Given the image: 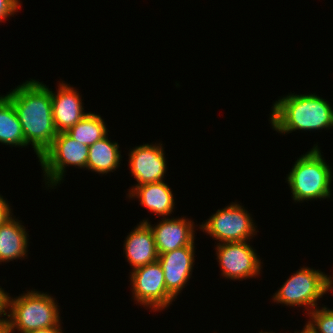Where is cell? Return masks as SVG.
I'll use <instances>...</instances> for the list:
<instances>
[{
    "label": "cell",
    "instance_id": "6da1fadb",
    "mask_svg": "<svg viewBox=\"0 0 333 333\" xmlns=\"http://www.w3.org/2000/svg\"><path fill=\"white\" fill-rule=\"evenodd\" d=\"M19 117L25 142L38 159L57 136L53 120L51 90L35 79L27 80L5 95Z\"/></svg>",
    "mask_w": 333,
    "mask_h": 333
},
{
    "label": "cell",
    "instance_id": "7a4b0ae2",
    "mask_svg": "<svg viewBox=\"0 0 333 333\" xmlns=\"http://www.w3.org/2000/svg\"><path fill=\"white\" fill-rule=\"evenodd\" d=\"M270 123L281 134L314 131L333 127V109L329 101L314 94L291 93L271 107Z\"/></svg>",
    "mask_w": 333,
    "mask_h": 333
},
{
    "label": "cell",
    "instance_id": "3957f363",
    "mask_svg": "<svg viewBox=\"0 0 333 333\" xmlns=\"http://www.w3.org/2000/svg\"><path fill=\"white\" fill-rule=\"evenodd\" d=\"M332 170L317 144L297 158L286 181L294 202L326 199L332 196Z\"/></svg>",
    "mask_w": 333,
    "mask_h": 333
},
{
    "label": "cell",
    "instance_id": "277c9868",
    "mask_svg": "<svg viewBox=\"0 0 333 333\" xmlns=\"http://www.w3.org/2000/svg\"><path fill=\"white\" fill-rule=\"evenodd\" d=\"M47 292L29 290L15 298L9 296L7 330L20 333L55 327L61 323L58 302Z\"/></svg>",
    "mask_w": 333,
    "mask_h": 333
},
{
    "label": "cell",
    "instance_id": "5b68a950",
    "mask_svg": "<svg viewBox=\"0 0 333 333\" xmlns=\"http://www.w3.org/2000/svg\"><path fill=\"white\" fill-rule=\"evenodd\" d=\"M329 278L321 270L301 267L276 291L272 300L286 306L304 307L310 313L319 307V298L328 293Z\"/></svg>",
    "mask_w": 333,
    "mask_h": 333
},
{
    "label": "cell",
    "instance_id": "8992f818",
    "mask_svg": "<svg viewBox=\"0 0 333 333\" xmlns=\"http://www.w3.org/2000/svg\"><path fill=\"white\" fill-rule=\"evenodd\" d=\"M89 147L74 140L67 132H60L51 146L39 158L45 185L54 188L64 180L66 167H87Z\"/></svg>",
    "mask_w": 333,
    "mask_h": 333
},
{
    "label": "cell",
    "instance_id": "52a82bcc",
    "mask_svg": "<svg viewBox=\"0 0 333 333\" xmlns=\"http://www.w3.org/2000/svg\"><path fill=\"white\" fill-rule=\"evenodd\" d=\"M199 226L204 233L218 240L217 244L250 241L258 232L253 217L237 202L218 209Z\"/></svg>",
    "mask_w": 333,
    "mask_h": 333
},
{
    "label": "cell",
    "instance_id": "ba28073f",
    "mask_svg": "<svg viewBox=\"0 0 333 333\" xmlns=\"http://www.w3.org/2000/svg\"><path fill=\"white\" fill-rule=\"evenodd\" d=\"M130 285L136 304L154 311L169 307L175 299L167 292L164 272L158 261L138 267L130 272Z\"/></svg>",
    "mask_w": 333,
    "mask_h": 333
},
{
    "label": "cell",
    "instance_id": "9c48e42d",
    "mask_svg": "<svg viewBox=\"0 0 333 333\" xmlns=\"http://www.w3.org/2000/svg\"><path fill=\"white\" fill-rule=\"evenodd\" d=\"M242 242H227L216 245L217 261L219 262L221 275L225 279L240 280L250 279L260 275L262 262L260 256L257 255L254 249L248 243Z\"/></svg>",
    "mask_w": 333,
    "mask_h": 333
},
{
    "label": "cell",
    "instance_id": "30bf717a",
    "mask_svg": "<svg viewBox=\"0 0 333 333\" xmlns=\"http://www.w3.org/2000/svg\"><path fill=\"white\" fill-rule=\"evenodd\" d=\"M128 156L130 173L137 181L136 186L163 181L167 161L161 142L136 146Z\"/></svg>",
    "mask_w": 333,
    "mask_h": 333
},
{
    "label": "cell",
    "instance_id": "8fae6325",
    "mask_svg": "<svg viewBox=\"0 0 333 333\" xmlns=\"http://www.w3.org/2000/svg\"><path fill=\"white\" fill-rule=\"evenodd\" d=\"M195 243L160 254L158 262L164 272L167 292L174 298L182 292L192 275L194 266Z\"/></svg>",
    "mask_w": 333,
    "mask_h": 333
},
{
    "label": "cell",
    "instance_id": "7c38bea8",
    "mask_svg": "<svg viewBox=\"0 0 333 333\" xmlns=\"http://www.w3.org/2000/svg\"><path fill=\"white\" fill-rule=\"evenodd\" d=\"M174 218H161L155 226L148 219L141 221L152 229L158 255L190 246L195 241L194 227L197 225L188 218Z\"/></svg>",
    "mask_w": 333,
    "mask_h": 333
},
{
    "label": "cell",
    "instance_id": "4fadbf2b",
    "mask_svg": "<svg viewBox=\"0 0 333 333\" xmlns=\"http://www.w3.org/2000/svg\"><path fill=\"white\" fill-rule=\"evenodd\" d=\"M50 90L53 120L57 133L67 132L88 114L84 112L81 95L65 81L59 82L57 92Z\"/></svg>",
    "mask_w": 333,
    "mask_h": 333
},
{
    "label": "cell",
    "instance_id": "5bb4252c",
    "mask_svg": "<svg viewBox=\"0 0 333 333\" xmlns=\"http://www.w3.org/2000/svg\"><path fill=\"white\" fill-rule=\"evenodd\" d=\"M124 241L125 259L132 270L158 260L154 234L147 223L139 222Z\"/></svg>",
    "mask_w": 333,
    "mask_h": 333
},
{
    "label": "cell",
    "instance_id": "9a60e30c",
    "mask_svg": "<svg viewBox=\"0 0 333 333\" xmlns=\"http://www.w3.org/2000/svg\"><path fill=\"white\" fill-rule=\"evenodd\" d=\"M164 182L133 186L127 196L129 199L136 197L142 206L157 216L168 217L175 209V200L171 188Z\"/></svg>",
    "mask_w": 333,
    "mask_h": 333
},
{
    "label": "cell",
    "instance_id": "2e32d148",
    "mask_svg": "<svg viewBox=\"0 0 333 333\" xmlns=\"http://www.w3.org/2000/svg\"><path fill=\"white\" fill-rule=\"evenodd\" d=\"M25 228L15 216L0 225V264L27 257L29 236Z\"/></svg>",
    "mask_w": 333,
    "mask_h": 333
},
{
    "label": "cell",
    "instance_id": "e0dca14e",
    "mask_svg": "<svg viewBox=\"0 0 333 333\" xmlns=\"http://www.w3.org/2000/svg\"><path fill=\"white\" fill-rule=\"evenodd\" d=\"M120 153L118 143L111 142L106 135L89 146L86 169L102 175L114 172L122 160Z\"/></svg>",
    "mask_w": 333,
    "mask_h": 333
},
{
    "label": "cell",
    "instance_id": "ac0fdd59",
    "mask_svg": "<svg viewBox=\"0 0 333 333\" xmlns=\"http://www.w3.org/2000/svg\"><path fill=\"white\" fill-rule=\"evenodd\" d=\"M0 143L12 147H25V137L13 103L0 95Z\"/></svg>",
    "mask_w": 333,
    "mask_h": 333
},
{
    "label": "cell",
    "instance_id": "d6986e66",
    "mask_svg": "<svg viewBox=\"0 0 333 333\" xmlns=\"http://www.w3.org/2000/svg\"><path fill=\"white\" fill-rule=\"evenodd\" d=\"M67 133L74 140L89 147L108 135V129L100 115L89 112L82 120L70 128Z\"/></svg>",
    "mask_w": 333,
    "mask_h": 333
},
{
    "label": "cell",
    "instance_id": "ffe728a7",
    "mask_svg": "<svg viewBox=\"0 0 333 333\" xmlns=\"http://www.w3.org/2000/svg\"><path fill=\"white\" fill-rule=\"evenodd\" d=\"M307 314L309 320L306 324L314 333H333V309L316 307Z\"/></svg>",
    "mask_w": 333,
    "mask_h": 333
},
{
    "label": "cell",
    "instance_id": "44dd1931",
    "mask_svg": "<svg viewBox=\"0 0 333 333\" xmlns=\"http://www.w3.org/2000/svg\"><path fill=\"white\" fill-rule=\"evenodd\" d=\"M20 0H0V22L14 16L20 10Z\"/></svg>",
    "mask_w": 333,
    "mask_h": 333
},
{
    "label": "cell",
    "instance_id": "7402d4cb",
    "mask_svg": "<svg viewBox=\"0 0 333 333\" xmlns=\"http://www.w3.org/2000/svg\"><path fill=\"white\" fill-rule=\"evenodd\" d=\"M9 296V293L5 292V290L0 286V326H7ZM3 316L6 317L3 318Z\"/></svg>",
    "mask_w": 333,
    "mask_h": 333
},
{
    "label": "cell",
    "instance_id": "603a6c76",
    "mask_svg": "<svg viewBox=\"0 0 333 333\" xmlns=\"http://www.w3.org/2000/svg\"><path fill=\"white\" fill-rule=\"evenodd\" d=\"M11 210V206L8 204L7 199H4L3 196L0 195V225L13 216Z\"/></svg>",
    "mask_w": 333,
    "mask_h": 333
},
{
    "label": "cell",
    "instance_id": "cb8c5ba5",
    "mask_svg": "<svg viewBox=\"0 0 333 333\" xmlns=\"http://www.w3.org/2000/svg\"><path fill=\"white\" fill-rule=\"evenodd\" d=\"M27 333H63L61 323L55 327L33 330Z\"/></svg>",
    "mask_w": 333,
    "mask_h": 333
},
{
    "label": "cell",
    "instance_id": "d4e9b609",
    "mask_svg": "<svg viewBox=\"0 0 333 333\" xmlns=\"http://www.w3.org/2000/svg\"><path fill=\"white\" fill-rule=\"evenodd\" d=\"M295 333H298V332H295ZM299 333H314V332L306 324V325H304V328L302 329V331H299Z\"/></svg>",
    "mask_w": 333,
    "mask_h": 333
},
{
    "label": "cell",
    "instance_id": "484cf974",
    "mask_svg": "<svg viewBox=\"0 0 333 333\" xmlns=\"http://www.w3.org/2000/svg\"><path fill=\"white\" fill-rule=\"evenodd\" d=\"M328 291L333 292V277H331V275H330V278H329V281H328Z\"/></svg>",
    "mask_w": 333,
    "mask_h": 333
},
{
    "label": "cell",
    "instance_id": "4316f807",
    "mask_svg": "<svg viewBox=\"0 0 333 333\" xmlns=\"http://www.w3.org/2000/svg\"><path fill=\"white\" fill-rule=\"evenodd\" d=\"M0 333H8L7 326H0Z\"/></svg>",
    "mask_w": 333,
    "mask_h": 333
},
{
    "label": "cell",
    "instance_id": "83f0119b",
    "mask_svg": "<svg viewBox=\"0 0 333 333\" xmlns=\"http://www.w3.org/2000/svg\"><path fill=\"white\" fill-rule=\"evenodd\" d=\"M260 333H275V332H272V331H271V332H262V331H261Z\"/></svg>",
    "mask_w": 333,
    "mask_h": 333
}]
</instances>
